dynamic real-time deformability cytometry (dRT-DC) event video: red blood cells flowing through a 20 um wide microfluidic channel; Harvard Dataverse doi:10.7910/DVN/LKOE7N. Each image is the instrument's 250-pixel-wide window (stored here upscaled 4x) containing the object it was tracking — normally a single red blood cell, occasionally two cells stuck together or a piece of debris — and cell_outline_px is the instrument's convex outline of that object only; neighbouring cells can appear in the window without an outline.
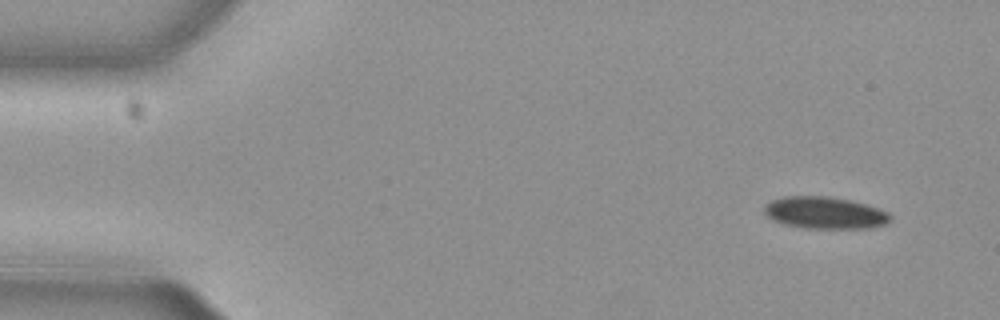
{"species": "common noctule bat (a hibernating species)", "species_latin": "Nyctalus noctula", "temperature_condition": "cold", "stored_images_in_passage": 51, "camera_frame_rate_fps": 3000, "um_per_image_px": 0.085, "animal": {"sex": "female", "body_mass_g": 29.2, "forearm_length_mm": 56.3}, "frame": {"image": 1, "passage_image": 1, "time_ms": 0.0, "image_size_px": [1000, 320], "cell_outline_px": [[892, 220], [884, 224], [872, 228], [804, 228], [784, 224], [772, 220], [764, 212], [764, 204], [772, 200], [784, 196], [828, 196], [852, 200], [868, 204], [888, 212], [892, 216]], "centroid_in_image_um": [70.13, 18.08], "position_along_channel_um": 14.9, "area_um2": 23.76}}
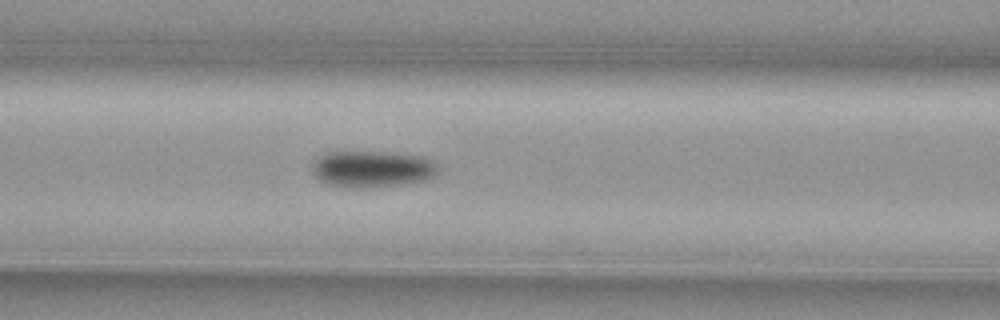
{"frame": {"image": 2, "passage_image": 19, "time_ms": 6.0, "image_size_px": [1000, 320], "cell_outline_px": [[436, 176], [424, 180], [400, 184], [364, 188], [356, 188], [332, 184], [320, 180], [312, 172], [312, 160], [316, 156], [328, 152], [384, 152], [420, 156], [432, 160], [436, 164]], "centroid_in_image_um": [31.59, 14.35], "position_along_channel_um": 135.0, "area_um2": 26.59}}
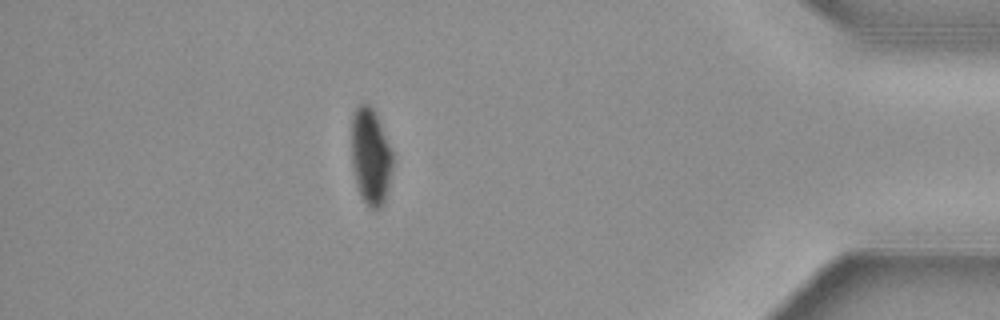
{"frame": {"image": 3, "passage_image": 44, "time_ms": 14.333, "image_size_px": [1000, 320], "cell_outline_px": [[392, 168], [388, 188], [384, 200], [380, 208], [376, 212], [368, 208], [360, 196], [356, 188], [352, 168], [352, 116], [356, 108], [360, 104], [368, 104], [376, 112], [392, 152]], "centroid_in_image_um": [31.49, 13.35], "position_along_channel_um": 403.7, "area_um2": 23.41}, "authors_computed_cell_mechanics": {"area_um2": 25.0852, "velocity_mm_per_s": 3.825, "shape_relaxation_time_tau1_ms": 3.6445, "shape_relaxation_time_tau2_ms": null, "deformation_change_tau1": 0.1023, "deformation_change_tau2": null}}